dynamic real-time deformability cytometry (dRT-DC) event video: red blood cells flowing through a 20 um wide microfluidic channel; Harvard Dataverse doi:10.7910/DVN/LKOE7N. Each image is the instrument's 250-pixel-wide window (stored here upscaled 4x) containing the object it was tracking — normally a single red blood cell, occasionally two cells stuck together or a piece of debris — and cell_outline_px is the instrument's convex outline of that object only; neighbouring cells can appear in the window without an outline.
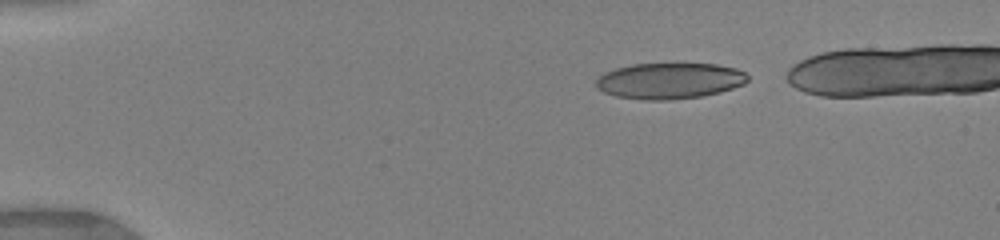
{"species": "human", "species_latin": "Homo sapiens", "temperature_condition": "warm", "stored_images_in_passage": 4, "camera_frame_rate_fps": 3000, "um_per_image_px": 0.085, "donor": {"sex": "female"}, "frame": {"image": 1, "passage_image": 1, "time_ms": 0.0, "image_size_px": [1000, 240], "cell_outline_px": [[748, 80], [744, 84], [720, 92], [700, 96], [668, 100], [648, 100], [616, 96], [604, 92], [596, 88], [596, 80], [604, 72], [616, 68], [632, 64], [716, 64], [736, 68], [744, 72], [748, 76]], "centroid_in_image_um": [56.91, 6.86], "position_along_channel_um": 28.1, "area_um2": 31.67}}